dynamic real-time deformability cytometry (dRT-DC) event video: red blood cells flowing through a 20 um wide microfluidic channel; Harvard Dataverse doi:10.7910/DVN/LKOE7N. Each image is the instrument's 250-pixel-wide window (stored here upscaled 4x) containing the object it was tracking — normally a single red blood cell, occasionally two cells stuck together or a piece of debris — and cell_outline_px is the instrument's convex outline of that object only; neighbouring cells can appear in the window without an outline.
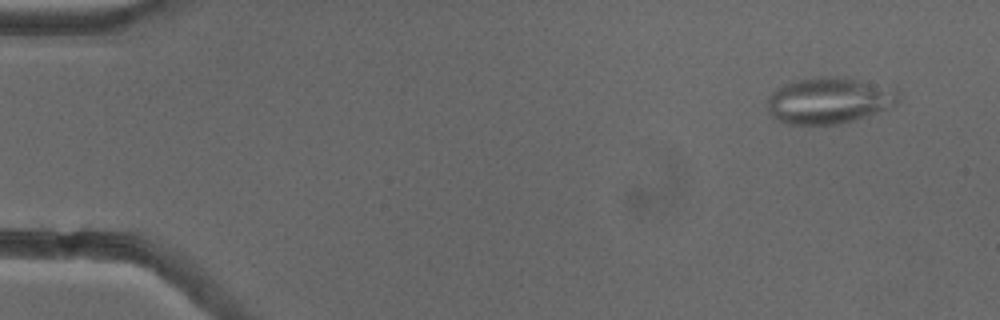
{"species": "common noctule bat (a hibernating species)", "species_latin": "Nyctalus noctula", "temperature_condition": "cold", "stored_images_in_passage": 53, "camera_frame_rate_fps": 3000, "um_per_image_px": 0.085, "animal": {"sex": "female"}, "frame": {"image": 1, "passage_image": 4, "time_ms": 1.0, "image_size_px": [1000, 320], "cell_outline_px": [[900, 100], [896, 104], [888, 108], [868, 116], [840, 124], [788, 124], [772, 116], [768, 112], [768, 96], [776, 88], [792, 80], [820, 76], [848, 76], [896, 88], [900, 92]], "centroid_in_image_um": [70.52, 8.51], "position_along_channel_um": 14.5, "area_um2": 36.07}}
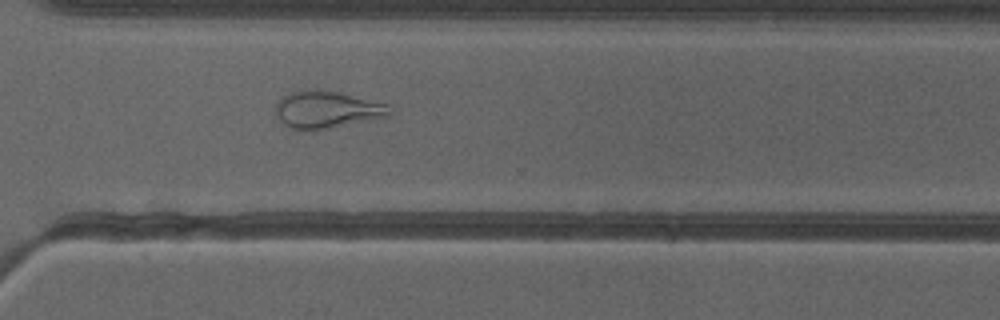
{"frame": {"image": 2, "passage_image": 39, "time_ms": 12.667, "image_size_px": [1000, 320], "cell_outline_px": [[392, 116], [316, 132], [296, 132], [284, 124], [280, 120], [276, 112], [276, 104], [284, 96], [292, 92], [316, 88], [336, 92], [388, 104], [392, 112]], "centroid_in_image_um": [27.8, 9.38], "position_along_channel_um": 342.8, "area_um2": 25.37}}
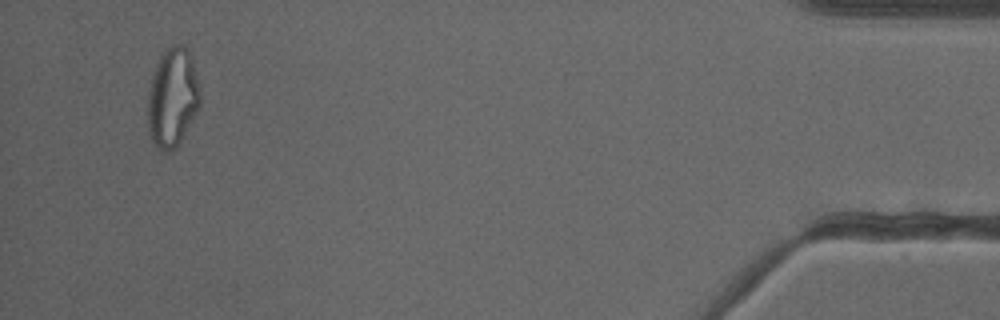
{"frame": {"image": 3, "passage_image": 51, "time_ms": 16.667, "image_size_px": [1000, 320], "cell_outline_px": [[200, 104], [196, 112], [176, 148], [168, 152], [160, 152], [152, 144], [148, 132], [148, 88], [156, 64], [160, 56], [172, 44], [184, 44], [192, 60], [200, 88]], "centroid_in_image_um": [14.64, 8.32], "position_along_channel_um": 420.6, "area_um2": 30.35}, "authors_computed_cell_mechanics": {"area_um2": 28.9578, "velocity_mm_per_s": 3.8588, "shape_relaxation_time_tau1_ms": null, "shape_relaxation_time_tau2_ms": 1.7798, "deformation_change_tau1": null, "deformation_change_tau2": 0.0994}}